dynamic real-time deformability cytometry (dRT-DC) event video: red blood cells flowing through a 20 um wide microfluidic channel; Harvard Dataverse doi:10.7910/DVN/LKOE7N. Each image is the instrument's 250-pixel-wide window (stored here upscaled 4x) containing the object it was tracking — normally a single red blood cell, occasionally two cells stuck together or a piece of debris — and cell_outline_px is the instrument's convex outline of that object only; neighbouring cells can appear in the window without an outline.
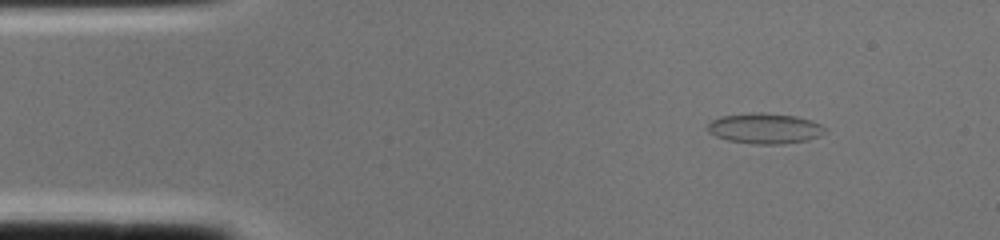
{"species": "common noctule bat (a hibernating species)", "species_latin": "Nyctalus noctula", "temperature_condition": "cold", "stored_images_in_passage": 1, "camera_frame_rate_fps": 3000, "um_per_image_px": 0.085, "animal": {"sex": "female", "body_mass_g": 22.0, "forearm_length_mm": 56.7}, "frame": {"image": 1, "passage_image": 1, "time_ms": 0.0, "image_size_px": [1000, 240], "cell_outline_px": [[828, 128], [820, 136], [808, 140], [780, 144], [752, 144], [728, 140], [716, 136], [708, 132], [708, 124], [712, 120], [720, 116], [752, 112], [760, 112], [796, 116], [812, 120]], "centroid_in_image_um": [65.02, 10.91], "position_along_channel_um": 20.0, "area_um2": 20.98}}